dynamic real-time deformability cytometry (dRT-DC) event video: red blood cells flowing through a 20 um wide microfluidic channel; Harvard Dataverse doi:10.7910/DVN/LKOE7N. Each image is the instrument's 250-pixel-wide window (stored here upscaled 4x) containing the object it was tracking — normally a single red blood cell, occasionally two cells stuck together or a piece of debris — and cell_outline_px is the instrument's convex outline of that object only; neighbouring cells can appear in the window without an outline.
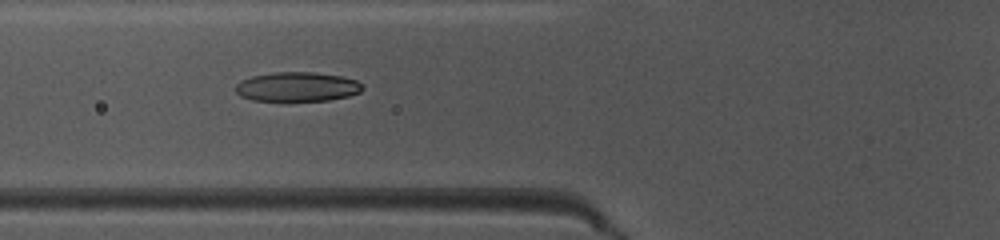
{"species": "common noctule bat (a hibernating species)", "species_latin": "Nyctalus noctula", "temperature_condition": "warm", "stored_images_in_passage": 42, "camera_frame_rate_fps": 3000, "um_per_image_px": 0.085, "animal": {"sex": "female", "body_mass_g": 10.0, "forearm_length_mm": 53.1}, "frame": {"image": 1, "passage_image": 12, "time_ms": 3.667, "image_size_px": [1000, 240], "cell_outline_px": [[364, 88], [360, 92], [348, 96], [328, 100], [252, 100], [240, 96], [236, 92], [236, 84], [240, 80], [252, 76], [276, 72], [312, 72], [340, 76], [356, 80]], "centroid_in_image_um": [25.24, 7.37], "position_along_channel_um": 100.6, "area_um2": 21.5}}
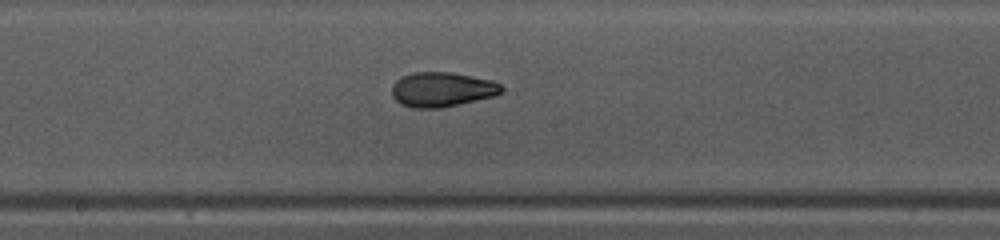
{"frame": {"image": 2, "passage_image": 20, "time_ms": 6.333, "image_size_px": [1000, 240], "cell_outline_px": [[504, 92], [496, 96], [460, 104], [440, 108], [412, 108], [400, 104], [392, 96], [392, 88], [396, 80], [412, 72], [452, 72], [492, 80], [500, 84], [504, 88]], "centroid_in_image_um": [37.6, 7.61], "position_along_channel_um": 210.6, "area_um2": 22.37}}
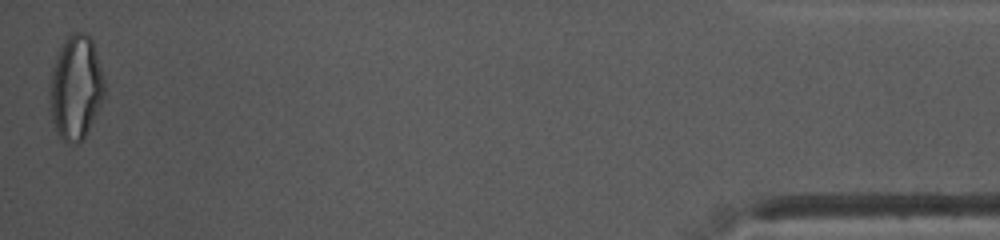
{"frame": {"image": 3, "passage_image": 42, "time_ms": 13.667, "image_size_px": [1000, 240], "cell_outline_px": [[104, 96], [84, 136], [76, 144], [68, 144], [60, 140], [56, 132], [52, 120], [48, 92], [52, 72], [56, 56], [64, 40], [72, 32], [84, 32], [92, 36], [104, 80]], "centroid_in_image_um": [6.42, 7.42], "position_along_channel_um": 428.8, "area_um2": 33.18}, "authors_computed_cell_mechanics": {"area_um2": 21.9062, "velocity_mm_per_s": 4.0883, "shape_relaxation_time_tau1_ms": 5.1089, "shape_relaxation_time_tau2_ms": 1.5763, "deformation_change_tau1": 0.1818, "deformation_change_tau2": 0.0824}}